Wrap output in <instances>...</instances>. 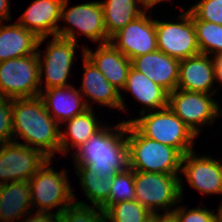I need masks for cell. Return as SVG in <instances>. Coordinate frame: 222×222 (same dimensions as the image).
I'll use <instances>...</instances> for the list:
<instances>
[{"mask_svg":"<svg viewBox=\"0 0 222 222\" xmlns=\"http://www.w3.org/2000/svg\"><path fill=\"white\" fill-rule=\"evenodd\" d=\"M115 127V128H114ZM115 131V132H114ZM72 154L75 166H86L97 177L112 178L129 168L127 120L103 126Z\"/></svg>","mask_w":222,"mask_h":222,"instance_id":"obj_1","label":"cell"},{"mask_svg":"<svg viewBox=\"0 0 222 222\" xmlns=\"http://www.w3.org/2000/svg\"><path fill=\"white\" fill-rule=\"evenodd\" d=\"M13 141L40 150L49 159L60 153V124L45 109L42 99H12ZM25 142L16 141L15 138Z\"/></svg>","mask_w":222,"mask_h":222,"instance_id":"obj_2","label":"cell"},{"mask_svg":"<svg viewBox=\"0 0 222 222\" xmlns=\"http://www.w3.org/2000/svg\"><path fill=\"white\" fill-rule=\"evenodd\" d=\"M127 143L129 168L134 171L180 174L183 155L176 148L144 137L130 122Z\"/></svg>","mask_w":222,"mask_h":222,"instance_id":"obj_3","label":"cell"},{"mask_svg":"<svg viewBox=\"0 0 222 222\" xmlns=\"http://www.w3.org/2000/svg\"><path fill=\"white\" fill-rule=\"evenodd\" d=\"M140 116L127 122H130L144 137L176 148L182 155L194 150L193 139L197 136L168 106L140 113Z\"/></svg>","mask_w":222,"mask_h":222,"instance_id":"obj_4","label":"cell"},{"mask_svg":"<svg viewBox=\"0 0 222 222\" xmlns=\"http://www.w3.org/2000/svg\"><path fill=\"white\" fill-rule=\"evenodd\" d=\"M51 162V159H48L29 179L31 206L32 209L38 206L37 211L42 212H52L51 209L56 208L54 214L58 216L75 203L76 196L71 190L66 170L55 171L50 165Z\"/></svg>","mask_w":222,"mask_h":222,"instance_id":"obj_5","label":"cell"},{"mask_svg":"<svg viewBox=\"0 0 222 222\" xmlns=\"http://www.w3.org/2000/svg\"><path fill=\"white\" fill-rule=\"evenodd\" d=\"M179 174L134 171L135 200L151 213L172 212L181 202L183 182ZM171 209V210H170ZM167 210V211H166Z\"/></svg>","mask_w":222,"mask_h":222,"instance_id":"obj_6","label":"cell"},{"mask_svg":"<svg viewBox=\"0 0 222 222\" xmlns=\"http://www.w3.org/2000/svg\"><path fill=\"white\" fill-rule=\"evenodd\" d=\"M37 53L0 62V96L33 98L40 95Z\"/></svg>","mask_w":222,"mask_h":222,"instance_id":"obj_7","label":"cell"},{"mask_svg":"<svg viewBox=\"0 0 222 222\" xmlns=\"http://www.w3.org/2000/svg\"><path fill=\"white\" fill-rule=\"evenodd\" d=\"M68 2L69 0L63 2L60 21L68 22L69 26L59 27L58 37L70 39L77 43L76 29H78V33L83 34L93 42L104 44L110 41L107 36L100 1L82 3L69 9L67 8L69 7Z\"/></svg>","mask_w":222,"mask_h":222,"instance_id":"obj_8","label":"cell"},{"mask_svg":"<svg viewBox=\"0 0 222 222\" xmlns=\"http://www.w3.org/2000/svg\"><path fill=\"white\" fill-rule=\"evenodd\" d=\"M214 95L175 89L168 93V107L198 136L200 127L211 125L222 114Z\"/></svg>","mask_w":222,"mask_h":222,"instance_id":"obj_9","label":"cell"},{"mask_svg":"<svg viewBox=\"0 0 222 222\" xmlns=\"http://www.w3.org/2000/svg\"><path fill=\"white\" fill-rule=\"evenodd\" d=\"M181 9L179 22L155 19L158 50L178 60L200 54L192 14Z\"/></svg>","mask_w":222,"mask_h":222,"instance_id":"obj_10","label":"cell"},{"mask_svg":"<svg viewBox=\"0 0 222 222\" xmlns=\"http://www.w3.org/2000/svg\"><path fill=\"white\" fill-rule=\"evenodd\" d=\"M79 45L66 38L53 36V39L46 47L44 59L42 52L37 50L40 74V89L43 91L48 88L70 86L67 78L71 74L70 69L74 63V56L76 49ZM45 75V77L43 76ZM45 78L42 81V78ZM45 82L44 87L41 86Z\"/></svg>","mask_w":222,"mask_h":222,"instance_id":"obj_11","label":"cell"},{"mask_svg":"<svg viewBox=\"0 0 222 222\" xmlns=\"http://www.w3.org/2000/svg\"><path fill=\"white\" fill-rule=\"evenodd\" d=\"M48 159L40 150L14 141L0 145V185L28 181Z\"/></svg>","mask_w":222,"mask_h":222,"instance_id":"obj_12","label":"cell"},{"mask_svg":"<svg viewBox=\"0 0 222 222\" xmlns=\"http://www.w3.org/2000/svg\"><path fill=\"white\" fill-rule=\"evenodd\" d=\"M127 58H133L158 50L155 19L143 12L115 33L109 41Z\"/></svg>","mask_w":222,"mask_h":222,"instance_id":"obj_13","label":"cell"},{"mask_svg":"<svg viewBox=\"0 0 222 222\" xmlns=\"http://www.w3.org/2000/svg\"><path fill=\"white\" fill-rule=\"evenodd\" d=\"M181 174L189 185L202 194L222 195V163L208 156H198L195 150L183 155Z\"/></svg>","mask_w":222,"mask_h":222,"instance_id":"obj_14","label":"cell"},{"mask_svg":"<svg viewBox=\"0 0 222 222\" xmlns=\"http://www.w3.org/2000/svg\"><path fill=\"white\" fill-rule=\"evenodd\" d=\"M82 57L84 71L82 86L79 91L84 96L83 98L87 107L92 108V104H89L91 102L88 101L92 99V102L94 101L100 105L125 111L126 106L122 93L109 83L94 63L84 55V48L82 50Z\"/></svg>","mask_w":222,"mask_h":222,"instance_id":"obj_15","label":"cell"},{"mask_svg":"<svg viewBox=\"0 0 222 222\" xmlns=\"http://www.w3.org/2000/svg\"><path fill=\"white\" fill-rule=\"evenodd\" d=\"M213 58V59H212ZM215 58L207 54H198L180 60L177 89L214 94ZM213 90V91H212Z\"/></svg>","mask_w":222,"mask_h":222,"instance_id":"obj_16","label":"cell"},{"mask_svg":"<svg viewBox=\"0 0 222 222\" xmlns=\"http://www.w3.org/2000/svg\"><path fill=\"white\" fill-rule=\"evenodd\" d=\"M180 60L156 50L131 60V67L164 88L168 93L177 89Z\"/></svg>","mask_w":222,"mask_h":222,"instance_id":"obj_17","label":"cell"},{"mask_svg":"<svg viewBox=\"0 0 222 222\" xmlns=\"http://www.w3.org/2000/svg\"><path fill=\"white\" fill-rule=\"evenodd\" d=\"M64 0H34L17 21L39 39L57 36Z\"/></svg>","mask_w":222,"mask_h":222,"instance_id":"obj_18","label":"cell"},{"mask_svg":"<svg viewBox=\"0 0 222 222\" xmlns=\"http://www.w3.org/2000/svg\"><path fill=\"white\" fill-rule=\"evenodd\" d=\"M84 55L98 68L109 83L119 92L124 89L128 72L131 68V60L110 42L99 44L97 50L84 47Z\"/></svg>","mask_w":222,"mask_h":222,"instance_id":"obj_19","label":"cell"},{"mask_svg":"<svg viewBox=\"0 0 222 222\" xmlns=\"http://www.w3.org/2000/svg\"><path fill=\"white\" fill-rule=\"evenodd\" d=\"M39 97L47 112L59 124L89 109L82 94L73 85L45 89Z\"/></svg>","mask_w":222,"mask_h":222,"instance_id":"obj_20","label":"cell"},{"mask_svg":"<svg viewBox=\"0 0 222 222\" xmlns=\"http://www.w3.org/2000/svg\"><path fill=\"white\" fill-rule=\"evenodd\" d=\"M0 22V62L37 53L46 38H38L18 22L3 25Z\"/></svg>","mask_w":222,"mask_h":222,"instance_id":"obj_21","label":"cell"},{"mask_svg":"<svg viewBox=\"0 0 222 222\" xmlns=\"http://www.w3.org/2000/svg\"><path fill=\"white\" fill-rule=\"evenodd\" d=\"M31 210L29 180L0 185V222L17 221Z\"/></svg>","mask_w":222,"mask_h":222,"instance_id":"obj_22","label":"cell"},{"mask_svg":"<svg viewBox=\"0 0 222 222\" xmlns=\"http://www.w3.org/2000/svg\"><path fill=\"white\" fill-rule=\"evenodd\" d=\"M124 91H130L136 100L145 107L140 111L144 113L162 109L168 106V92L160 85L150 80L141 72L130 68ZM149 107V108H148Z\"/></svg>","mask_w":222,"mask_h":222,"instance_id":"obj_23","label":"cell"},{"mask_svg":"<svg viewBox=\"0 0 222 222\" xmlns=\"http://www.w3.org/2000/svg\"><path fill=\"white\" fill-rule=\"evenodd\" d=\"M94 113L93 109L89 108L83 114L64 122L67 123L66 131H60V153H64V158L69 147L77 149L104 126L98 123Z\"/></svg>","mask_w":222,"mask_h":222,"instance_id":"obj_24","label":"cell"},{"mask_svg":"<svg viewBox=\"0 0 222 222\" xmlns=\"http://www.w3.org/2000/svg\"><path fill=\"white\" fill-rule=\"evenodd\" d=\"M100 4L109 39L144 12L137 0H106Z\"/></svg>","mask_w":222,"mask_h":222,"instance_id":"obj_25","label":"cell"},{"mask_svg":"<svg viewBox=\"0 0 222 222\" xmlns=\"http://www.w3.org/2000/svg\"><path fill=\"white\" fill-rule=\"evenodd\" d=\"M83 194L91 201L94 207L105 211L109 207V196L112 188V178L97 177L96 173L86 166H75Z\"/></svg>","mask_w":222,"mask_h":222,"instance_id":"obj_26","label":"cell"},{"mask_svg":"<svg viewBox=\"0 0 222 222\" xmlns=\"http://www.w3.org/2000/svg\"><path fill=\"white\" fill-rule=\"evenodd\" d=\"M192 18L200 53L215 58L219 53H222V25L198 20L193 15Z\"/></svg>","mask_w":222,"mask_h":222,"instance_id":"obj_27","label":"cell"},{"mask_svg":"<svg viewBox=\"0 0 222 222\" xmlns=\"http://www.w3.org/2000/svg\"><path fill=\"white\" fill-rule=\"evenodd\" d=\"M106 222H141L151 212L136 200L110 205L105 211Z\"/></svg>","mask_w":222,"mask_h":222,"instance_id":"obj_28","label":"cell"},{"mask_svg":"<svg viewBox=\"0 0 222 222\" xmlns=\"http://www.w3.org/2000/svg\"><path fill=\"white\" fill-rule=\"evenodd\" d=\"M58 217L63 222H106L105 212L98 207L87 205L84 201H75Z\"/></svg>","mask_w":222,"mask_h":222,"instance_id":"obj_29","label":"cell"},{"mask_svg":"<svg viewBox=\"0 0 222 222\" xmlns=\"http://www.w3.org/2000/svg\"><path fill=\"white\" fill-rule=\"evenodd\" d=\"M129 200H135L134 170L131 168L112 177L109 206Z\"/></svg>","mask_w":222,"mask_h":222,"instance_id":"obj_30","label":"cell"},{"mask_svg":"<svg viewBox=\"0 0 222 222\" xmlns=\"http://www.w3.org/2000/svg\"><path fill=\"white\" fill-rule=\"evenodd\" d=\"M188 11L198 20L222 25V0H200Z\"/></svg>","mask_w":222,"mask_h":222,"instance_id":"obj_31","label":"cell"},{"mask_svg":"<svg viewBox=\"0 0 222 222\" xmlns=\"http://www.w3.org/2000/svg\"><path fill=\"white\" fill-rule=\"evenodd\" d=\"M12 141V99L0 96V145Z\"/></svg>","mask_w":222,"mask_h":222,"instance_id":"obj_32","label":"cell"},{"mask_svg":"<svg viewBox=\"0 0 222 222\" xmlns=\"http://www.w3.org/2000/svg\"><path fill=\"white\" fill-rule=\"evenodd\" d=\"M172 212L176 215L178 222H215L213 211L200 208L199 206L189 210L184 208V206H179L174 208Z\"/></svg>","mask_w":222,"mask_h":222,"instance_id":"obj_33","label":"cell"},{"mask_svg":"<svg viewBox=\"0 0 222 222\" xmlns=\"http://www.w3.org/2000/svg\"><path fill=\"white\" fill-rule=\"evenodd\" d=\"M33 212L34 211L31 212L32 214L29 212V216L25 215V218L22 219V221L20 222H52L56 217L54 212L36 211L34 215ZM26 216H28V218Z\"/></svg>","mask_w":222,"mask_h":222,"instance_id":"obj_34","label":"cell"},{"mask_svg":"<svg viewBox=\"0 0 222 222\" xmlns=\"http://www.w3.org/2000/svg\"><path fill=\"white\" fill-rule=\"evenodd\" d=\"M10 1L0 0V22L11 21Z\"/></svg>","mask_w":222,"mask_h":222,"instance_id":"obj_35","label":"cell"},{"mask_svg":"<svg viewBox=\"0 0 222 222\" xmlns=\"http://www.w3.org/2000/svg\"><path fill=\"white\" fill-rule=\"evenodd\" d=\"M155 222H178V219L173 212L155 213Z\"/></svg>","mask_w":222,"mask_h":222,"instance_id":"obj_36","label":"cell"},{"mask_svg":"<svg viewBox=\"0 0 222 222\" xmlns=\"http://www.w3.org/2000/svg\"><path fill=\"white\" fill-rule=\"evenodd\" d=\"M215 60V81L222 84V53H219Z\"/></svg>","mask_w":222,"mask_h":222,"instance_id":"obj_37","label":"cell"},{"mask_svg":"<svg viewBox=\"0 0 222 222\" xmlns=\"http://www.w3.org/2000/svg\"><path fill=\"white\" fill-rule=\"evenodd\" d=\"M164 1H167V0H137L138 5L141 6L144 12H147V10L152 9L154 5L156 6V4L160 2H164Z\"/></svg>","mask_w":222,"mask_h":222,"instance_id":"obj_38","label":"cell"},{"mask_svg":"<svg viewBox=\"0 0 222 222\" xmlns=\"http://www.w3.org/2000/svg\"><path fill=\"white\" fill-rule=\"evenodd\" d=\"M215 222H222V202L217 213L215 214Z\"/></svg>","mask_w":222,"mask_h":222,"instance_id":"obj_39","label":"cell"},{"mask_svg":"<svg viewBox=\"0 0 222 222\" xmlns=\"http://www.w3.org/2000/svg\"><path fill=\"white\" fill-rule=\"evenodd\" d=\"M141 222H155V213H151L147 218L143 219Z\"/></svg>","mask_w":222,"mask_h":222,"instance_id":"obj_40","label":"cell"},{"mask_svg":"<svg viewBox=\"0 0 222 222\" xmlns=\"http://www.w3.org/2000/svg\"><path fill=\"white\" fill-rule=\"evenodd\" d=\"M52 222H63V221L58 216H56Z\"/></svg>","mask_w":222,"mask_h":222,"instance_id":"obj_41","label":"cell"}]
</instances>
